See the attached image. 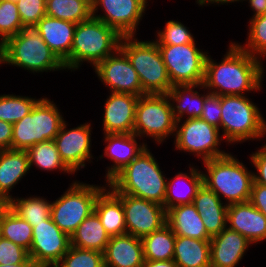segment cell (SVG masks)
Here are the masks:
<instances>
[{
	"label": "cell",
	"instance_id": "1",
	"mask_svg": "<svg viewBox=\"0 0 266 267\" xmlns=\"http://www.w3.org/2000/svg\"><path fill=\"white\" fill-rule=\"evenodd\" d=\"M228 47L219 63L207 55L203 86L219 96L260 91L265 73L263 61L245 52L236 42Z\"/></svg>",
	"mask_w": 266,
	"mask_h": 267
},
{
	"label": "cell",
	"instance_id": "2",
	"mask_svg": "<svg viewBox=\"0 0 266 267\" xmlns=\"http://www.w3.org/2000/svg\"><path fill=\"white\" fill-rule=\"evenodd\" d=\"M148 147L108 183L114 193L128 194L164 206L167 178Z\"/></svg>",
	"mask_w": 266,
	"mask_h": 267
},
{
	"label": "cell",
	"instance_id": "3",
	"mask_svg": "<svg viewBox=\"0 0 266 267\" xmlns=\"http://www.w3.org/2000/svg\"><path fill=\"white\" fill-rule=\"evenodd\" d=\"M34 73L65 70L64 63L44 42L38 24H23L20 32L4 43V65Z\"/></svg>",
	"mask_w": 266,
	"mask_h": 267
},
{
	"label": "cell",
	"instance_id": "4",
	"mask_svg": "<svg viewBox=\"0 0 266 267\" xmlns=\"http://www.w3.org/2000/svg\"><path fill=\"white\" fill-rule=\"evenodd\" d=\"M202 163L206 170L202 171L203 184L215 192L221 201L229 205L250 200L253 171L248 170L232 153Z\"/></svg>",
	"mask_w": 266,
	"mask_h": 267
},
{
	"label": "cell",
	"instance_id": "5",
	"mask_svg": "<svg viewBox=\"0 0 266 267\" xmlns=\"http://www.w3.org/2000/svg\"><path fill=\"white\" fill-rule=\"evenodd\" d=\"M122 36L103 21L91 16L78 23L70 51V70L80 69L83 62L93 69L120 48Z\"/></svg>",
	"mask_w": 266,
	"mask_h": 267
},
{
	"label": "cell",
	"instance_id": "6",
	"mask_svg": "<svg viewBox=\"0 0 266 267\" xmlns=\"http://www.w3.org/2000/svg\"><path fill=\"white\" fill-rule=\"evenodd\" d=\"M246 95L221 96L222 138L227 144L261 140L266 135V119Z\"/></svg>",
	"mask_w": 266,
	"mask_h": 267
},
{
	"label": "cell",
	"instance_id": "7",
	"mask_svg": "<svg viewBox=\"0 0 266 267\" xmlns=\"http://www.w3.org/2000/svg\"><path fill=\"white\" fill-rule=\"evenodd\" d=\"M120 49L138 73L142 95L167 94L173 87L158 44L154 40L142 41L136 36H123Z\"/></svg>",
	"mask_w": 266,
	"mask_h": 267
},
{
	"label": "cell",
	"instance_id": "8",
	"mask_svg": "<svg viewBox=\"0 0 266 267\" xmlns=\"http://www.w3.org/2000/svg\"><path fill=\"white\" fill-rule=\"evenodd\" d=\"M53 102L41 98L29 114L13 124L12 149L27 151L37 143L54 140L65 119Z\"/></svg>",
	"mask_w": 266,
	"mask_h": 267
},
{
	"label": "cell",
	"instance_id": "9",
	"mask_svg": "<svg viewBox=\"0 0 266 267\" xmlns=\"http://www.w3.org/2000/svg\"><path fill=\"white\" fill-rule=\"evenodd\" d=\"M73 181L68 189L51 201V218L53 222L69 236L79 224L94 211L98 195L107 187L105 185Z\"/></svg>",
	"mask_w": 266,
	"mask_h": 267
},
{
	"label": "cell",
	"instance_id": "10",
	"mask_svg": "<svg viewBox=\"0 0 266 267\" xmlns=\"http://www.w3.org/2000/svg\"><path fill=\"white\" fill-rule=\"evenodd\" d=\"M177 119L174 117L171 101L167 94H145L136 105L133 133L143 139L151 137L161 144L174 137Z\"/></svg>",
	"mask_w": 266,
	"mask_h": 267
},
{
	"label": "cell",
	"instance_id": "11",
	"mask_svg": "<svg viewBox=\"0 0 266 267\" xmlns=\"http://www.w3.org/2000/svg\"><path fill=\"white\" fill-rule=\"evenodd\" d=\"M174 137L176 150L195 154L203 162L228 153L220 150L224 140L219 129L200 117L177 120Z\"/></svg>",
	"mask_w": 266,
	"mask_h": 267
},
{
	"label": "cell",
	"instance_id": "12",
	"mask_svg": "<svg viewBox=\"0 0 266 267\" xmlns=\"http://www.w3.org/2000/svg\"><path fill=\"white\" fill-rule=\"evenodd\" d=\"M197 43L158 45L172 85L203 83L208 51Z\"/></svg>",
	"mask_w": 266,
	"mask_h": 267
},
{
	"label": "cell",
	"instance_id": "13",
	"mask_svg": "<svg viewBox=\"0 0 266 267\" xmlns=\"http://www.w3.org/2000/svg\"><path fill=\"white\" fill-rule=\"evenodd\" d=\"M147 3L148 0H92V16L115 29L122 37L136 36L149 5ZM98 10L103 14H97Z\"/></svg>",
	"mask_w": 266,
	"mask_h": 267
},
{
	"label": "cell",
	"instance_id": "14",
	"mask_svg": "<svg viewBox=\"0 0 266 267\" xmlns=\"http://www.w3.org/2000/svg\"><path fill=\"white\" fill-rule=\"evenodd\" d=\"M70 246V236L50 216L33 227V240L28 253L38 267H54Z\"/></svg>",
	"mask_w": 266,
	"mask_h": 267
},
{
	"label": "cell",
	"instance_id": "15",
	"mask_svg": "<svg viewBox=\"0 0 266 267\" xmlns=\"http://www.w3.org/2000/svg\"><path fill=\"white\" fill-rule=\"evenodd\" d=\"M115 194L122 200L127 234L142 238L166 224L163 205L128 194Z\"/></svg>",
	"mask_w": 266,
	"mask_h": 267
},
{
	"label": "cell",
	"instance_id": "16",
	"mask_svg": "<svg viewBox=\"0 0 266 267\" xmlns=\"http://www.w3.org/2000/svg\"><path fill=\"white\" fill-rule=\"evenodd\" d=\"M66 122H63L53 141L60 158L75 174L78 170L85 168L86 162L91 163V159H94L91 153L92 124L87 122L68 129Z\"/></svg>",
	"mask_w": 266,
	"mask_h": 267
},
{
	"label": "cell",
	"instance_id": "17",
	"mask_svg": "<svg viewBox=\"0 0 266 267\" xmlns=\"http://www.w3.org/2000/svg\"><path fill=\"white\" fill-rule=\"evenodd\" d=\"M94 70L99 80L103 85H107L110 92L142 96V85L138 73L120 48L100 62Z\"/></svg>",
	"mask_w": 266,
	"mask_h": 267
},
{
	"label": "cell",
	"instance_id": "18",
	"mask_svg": "<svg viewBox=\"0 0 266 267\" xmlns=\"http://www.w3.org/2000/svg\"><path fill=\"white\" fill-rule=\"evenodd\" d=\"M104 104L103 134H132L139 96L110 92Z\"/></svg>",
	"mask_w": 266,
	"mask_h": 267
},
{
	"label": "cell",
	"instance_id": "19",
	"mask_svg": "<svg viewBox=\"0 0 266 267\" xmlns=\"http://www.w3.org/2000/svg\"><path fill=\"white\" fill-rule=\"evenodd\" d=\"M105 144L104 156L110 159L113 164L108 167L105 174V183H108L119 171L130 164L144 149L147 143L138 144L139 136L132 134H104Z\"/></svg>",
	"mask_w": 266,
	"mask_h": 267
},
{
	"label": "cell",
	"instance_id": "20",
	"mask_svg": "<svg viewBox=\"0 0 266 267\" xmlns=\"http://www.w3.org/2000/svg\"><path fill=\"white\" fill-rule=\"evenodd\" d=\"M227 227L240 233L254 245L266 241V216L249 201L228 205Z\"/></svg>",
	"mask_w": 266,
	"mask_h": 267
},
{
	"label": "cell",
	"instance_id": "21",
	"mask_svg": "<svg viewBox=\"0 0 266 267\" xmlns=\"http://www.w3.org/2000/svg\"><path fill=\"white\" fill-rule=\"evenodd\" d=\"M253 245L240 233L224 228L218 235L210 239L211 267H236L245 252Z\"/></svg>",
	"mask_w": 266,
	"mask_h": 267
},
{
	"label": "cell",
	"instance_id": "22",
	"mask_svg": "<svg viewBox=\"0 0 266 267\" xmlns=\"http://www.w3.org/2000/svg\"><path fill=\"white\" fill-rule=\"evenodd\" d=\"M77 24L45 15L38 22L44 42L70 70V51Z\"/></svg>",
	"mask_w": 266,
	"mask_h": 267
},
{
	"label": "cell",
	"instance_id": "23",
	"mask_svg": "<svg viewBox=\"0 0 266 267\" xmlns=\"http://www.w3.org/2000/svg\"><path fill=\"white\" fill-rule=\"evenodd\" d=\"M105 267H143L142 240L131 234L111 236L104 251Z\"/></svg>",
	"mask_w": 266,
	"mask_h": 267
},
{
	"label": "cell",
	"instance_id": "24",
	"mask_svg": "<svg viewBox=\"0 0 266 267\" xmlns=\"http://www.w3.org/2000/svg\"><path fill=\"white\" fill-rule=\"evenodd\" d=\"M30 172L29 155L26 150L6 149L0 151V198L7 204L12 189Z\"/></svg>",
	"mask_w": 266,
	"mask_h": 267
},
{
	"label": "cell",
	"instance_id": "25",
	"mask_svg": "<svg viewBox=\"0 0 266 267\" xmlns=\"http://www.w3.org/2000/svg\"><path fill=\"white\" fill-rule=\"evenodd\" d=\"M195 88L201 89L204 94H200V91L198 92ZM209 94L210 92L203 86V83L177 84L167 93L171 101L174 117L177 120H183L184 117L185 119L200 117L205 98Z\"/></svg>",
	"mask_w": 266,
	"mask_h": 267
},
{
	"label": "cell",
	"instance_id": "26",
	"mask_svg": "<svg viewBox=\"0 0 266 267\" xmlns=\"http://www.w3.org/2000/svg\"><path fill=\"white\" fill-rule=\"evenodd\" d=\"M166 224L176 236L210 240L202 217L193 203L174 206L166 211Z\"/></svg>",
	"mask_w": 266,
	"mask_h": 267
},
{
	"label": "cell",
	"instance_id": "27",
	"mask_svg": "<svg viewBox=\"0 0 266 267\" xmlns=\"http://www.w3.org/2000/svg\"><path fill=\"white\" fill-rule=\"evenodd\" d=\"M94 212L110 237L127 233L122 200L109 187L98 195Z\"/></svg>",
	"mask_w": 266,
	"mask_h": 267
},
{
	"label": "cell",
	"instance_id": "28",
	"mask_svg": "<svg viewBox=\"0 0 266 267\" xmlns=\"http://www.w3.org/2000/svg\"><path fill=\"white\" fill-rule=\"evenodd\" d=\"M189 172H178L175 177L167 178L164 208L166 211L174 206L193 203L198 189L203 184L202 171L189 164ZM185 183L187 189L181 190L180 184ZM180 185V186H179ZM181 190V191H180ZM183 191V192H182Z\"/></svg>",
	"mask_w": 266,
	"mask_h": 267
},
{
	"label": "cell",
	"instance_id": "29",
	"mask_svg": "<svg viewBox=\"0 0 266 267\" xmlns=\"http://www.w3.org/2000/svg\"><path fill=\"white\" fill-rule=\"evenodd\" d=\"M173 260L178 267H211L210 240L176 236Z\"/></svg>",
	"mask_w": 266,
	"mask_h": 267
},
{
	"label": "cell",
	"instance_id": "30",
	"mask_svg": "<svg viewBox=\"0 0 266 267\" xmlns=\"http://www.w3.org/2000/svg\"><path fill=\"white\" fill-rule=\"evenodd\" d=\"M110 235L106 232L98 215L93 211L82 221L70 236L71 246L104 253Z\"/></svg>",
	"mask_w": 266,
	"mask_h": 267
},
{
	"label": "cell",
	"instance_id": "31",
	"mask_svg": "<svg viewBox=\"0 0 266 267\" xmlns=\"http://www.w3.org/2000/svg\"><path fill=\"white\" fill-rule=\"evenodd\" d=\"M0 236L29 252L33 240V227L6 205L0 212Z\"/></svg>",
	"mask_w": 266,
	"mask_h": 267
},
{
	"label": "cell",
	"instance_id": "32",
	"mask_svg": "<svg viewBox=\"0 0 266 267\" xmlns=\"http://www.w3.org/2000/svg\"><path fill=\"white\" fill-rule=\"evenodd\" d=\"M176 235L165 224L162 228L141 238L144 260L173 259Z\"/></svg>",
	"mask_w": 266,
	"mask_h": 267
},
{
	"label": "cell",
	"instance_id": "33",
	"mask_svg": "<svg viewBox=\"0 0 266 267\" xmlns=\"http://www.w3.org/2000/svg\"><path fill=\"white\" fill-rule=\"evenodd\" d=\"M7 206L32 227L48 219L51 214V201L44 196L13 197Z\"/></svg>",
	"mask_w": 266,
	"mask_h": 267
},
{
	"label": "cell",
	"instance_id": "34",
	"mask_svg": "<svg viewBox=\"0 0 266 267\" xmlns=\"http://www.w3.org/2000/svg\"><path fill=\"white\" fill-rule=\"evenodd\" d=\"M92 0H46V15L75 24L92 16Z\"/></svg>",
	"mask_w": 266,
	"mask_h": 267
},
{
	"label": "cell",
	"instance_id": "35",
	"mask_svg": "<svg viewBox=\"0 0 266 267\" xmlns=\"http://www.w3.org/2000/svg\"><path fill=\"white\" fill-rule=\"evenodd\" d=\"M27 152L29 155L30 169L34 165L38 170L41 169L47 172L58 170L66 174H74L60 158L53 140L37 143L30 147Z\"/></svg>",
	"mask_w": 266,
	"mask_h": 267
},
{
	"label": "cell",
	"instance_id": "36",
	"mask_svg": "<svg viewBox=\"0 0 266 267\" xmlns=\"http://www.w3.org/2000/svg\"><path fill=\"white\" fill-rule=\"evenodd\" d=\"M42 97L3 94L0 95V120L14 124L29 114Z\"/></svg>",
	"mask_w": 266,
	"mask_h": 267
},
{
	"label": "cell",
	"instance_id": "37",
	"mask_svg": "<svg viewBox=\"0 0 266 267\" xmlns=\"http://www.w3.org/2000/svg\"><path fill=\"white\" fill-rule=\"evenodd\" d=\"M248 37L245 44H237L250 55L263 60L266 56V14L249 19ZM248 40V41H247Z\"/></svg>",
	"mask_w": 266,
	"mask_h": 267
},
{
	"label": "cell",
	"instance_id": "38",
	"mask_svg": "<svg viewBox=\"0 0 266 267\" xmlns=\"http://www.w3.org/2000/svg\"><path fill=\"white\" fill-rule=\"evenodd\" d=\"M54 267H105L104 253L70 246Z\"/></svg>",
	"mask_w": 266,
	"mask_h": 267
},
{
	"label": "cell",
	"instance_id": "39",
	"mask_svg": "<svg viewBox=\"0 0 266 267\" xmlns=\"http://www.w3.org/2000/svg\"><path fill=\"white\" fill-rule=\"evenodd\" d=\"M165 24L163 30L156 31L157 39L154 41L158 45H181L196 42L193 34L188 30L189 28L184 26L185 24L177 20H169Z\"/></svg>",
	"mask_w": 266,
	"mask_h": 267
},
{
	"label": "cell",
	"instance_id": "40",
	"mask_svg": "<svg viewBox=\"0 0 266 267\" xmlns=\"http://www.w3.org/2000/svg\"><path fill=\"white\" fill-rule=\"evenodd\" d=\"M22 22L16 3L0 0V39L6 42L20 32Z\"/></svg>",
	"mask_w": 266,
	"mask_h": 267
},
{
	"label": "cell",
	"instance_id": "41",
	"mask_svg": "<svg viewBox=\"0 0 266 267\" xmlns=\"http://www.w3.org/2000/svg\"><path fill=\"white\" fill-rule=\"evenodd\" d=\"M193 204L199 214L210 212H227L228 205L221 201L219 196L208 189L204 184L198 189Z\"/></svg>",
	"mask_w": 266,
	"mask_h": 267
},
{
	"label": "cell",
	"instance_id": "42",
	"mask_svg": "<svg viewBox=\"0 0 266 267\" xmlns=\"http://www.w3.org/2000/svg\"><path fill=\"white\" fill-rule=\"evenodd\" d=\"M16 5L22 25L38 24L46 15V0H19Z\"/></svg>",
	"mask_w": 266,
	"mask_h": 267
},
{
	"label": "cell",
	"instance_id": "43",
	"mask_svg": "<svg viewBox=\"0 0 266 267\" xmlns=\"http://www.w3.org/2000/svg\"><path fill=\"white\" fill-rule=\"evenodd\" d=\"M29 258L26 249L0 236V264L24 263Z\"/></svg>",
	"mask_w": 266,
	"mask_h": 267
},
{
	"label": "cell",
	"instance_id": "44",
	"mask_svg": "<svg viewBox=\"0 0 266 267\" xmlns=\"http://www.w3.org/2000/svg\"><path fill=\"white\" fill-rule=\"evenodd\" d=\"M201 119L220 130L221 124V96L209 94L204 101Z\"/></svg>",
	"mask_w": 266,
	"mask_h": 267
},
{
	"label": "cell",
	"instance_id": "45",
	"mask_svg": "<svg viewBox=\"0 0 266 267\" xmlns=\"http://www.w3.org/2000/svg\"><path fill=\"white\" fill-rule=\"evenodd\" d=\"M207 233L213 237L227 227V212H210L200 214Z\"/></svg>",
	"mask_w": 266,
	"mask_h": 267
},
{
	"label": "cell",
	"instance_id": "46",
	"mask_svg": "<svg viewBox=\"0 0 266 267\" xmlns=\"http://www.w3.org/2000/svg\"><path fill=\"white\" fill-rule=\"evenodd\" d=\"M251 165L257 172H253L254 183L266 186V144L262 145L255 153H251Z\"/></svg>",
	"mask_w": 266,
	"mask_h": 267
},
{
	"label": "cell",
	"instance_id": "47",
	"mask_svg": "<svg viewBox=\"0 0 266 267\" xmlns=\"http://www.w3.org/2000/svg\"><path fill=\"white\" fill-rule=\"evenodd\" d=\"M249 202L266 216V186L253 182Z\"/></svg>",
	"mask_w": 266,
	"mask_h": 267
},
{
	"label": "cell",
	"instance_id": "48",
	"mask_svg": "<svg viewBox=\"0 0 266 267\" xmlns=\"http://www.w3.org/2000/svg\"><path fill=\"white\" fill-rule=\"evenodd\" d=\"M13 124L0 120V151L12 149Z\"/></svg>",
	"mask_w": 266,
	"mask_h": 267
},
{
	"label": "cell",
	"instance_id": "49",
	"mask_svg": "<svg viewBox=\"0 0 266 267\" xmlns=\"http://www.w3.org/2000/svg\"><path fill=\"white\" fill-rule=\"evenodd\" d=\"M253 11L252 18L266 14V0H247Z\"/></svg>",
	"mask_w": 266,
	"mask_h": 267
},
{
	"label": "cell",
	"instance_id": "50",
	"mask_svg": "<svg viewBox=\"0 0 266 267\" xmlns=\"http://www.w3.org/2000/svg\"><path fill=\"white\" fill-rule=\"evenodd\" d=\"M143 267H178V265L174 262L173 259L171 260H144Z\"/></svg>",
	"mask_w": 266,
	"mask_h": 267
},
{
	"label": "cell",
	"instance_id": "51",
	"mask_svg": "<svg viewBox=\"0 0 266 267\" xmlns=\"http://www.w3.org/2000/svg\"><path fill=\"white\" fill-rule=\"evenodd\" d=\"M243 1H246V0H196V3L199 5V6H207V4H208V6L210 5V4H216V5H218L219 6V4L220 5H224V4H227L228 5V3H229V5H230V3H234V2H243Z\"/></svg>",
	"mask_w": 266,
	"mask_h": 267
},
{
	"label": "cell",
	"instance_id": "52",
	"mask_svg": "<svg viewBox=\"0 0 266 267\" xmlns=\"http://www.w3.org/2000/svg\"><path fill=\"white\" fill-rule=\"evenodd\" d=\"M0 267H38L33 260L29 257L24 263H19V264H7V265H2L0 264Z\"/></svg>",
	"mask_w": 266,
	"mask_h": 267
},
{
	"label": "cell",
	"instance_id": "53",
	"mask_svg": "<svg viewBox=\"0 0 266 267\" xmlns=\"http://www.w3.org/2000/svg\"><path fill=\"white\" fill-rule=\"evenodd\" d=\"M4 65V42L0 39V65Z\"/></svg>",
	"mask_w": 266,
	"mask_h": 267
},
{
	"label": "cell",
	"instance_id": "54",
	"mask_svg": "<svg viewBox=\"0 0 266 267\" xmlns=\"http://www.w3.org/2000/svg\"><path fill=\"white\" fill-rule=\"evenodd\" d=\"M7 204L0 198V212Z\"/></svg>",
	"mask_w": 266,
	"mask_h": 267
},
{
	"label": "cell",
	"instance_id": "55",
	"mask_svg": "<svg viewBox=\"0 0 266 267\" xmlns=\"http://www.w3.org/2000/svg\"><path fill=\"white\" fill-rule=\"evenodd\" d=\"M6 1H10V2H13V3H17L19 0H6Z\"/></svg>",
	"mask_w": 266,
	"mask_h": 267
}]
</instances>
